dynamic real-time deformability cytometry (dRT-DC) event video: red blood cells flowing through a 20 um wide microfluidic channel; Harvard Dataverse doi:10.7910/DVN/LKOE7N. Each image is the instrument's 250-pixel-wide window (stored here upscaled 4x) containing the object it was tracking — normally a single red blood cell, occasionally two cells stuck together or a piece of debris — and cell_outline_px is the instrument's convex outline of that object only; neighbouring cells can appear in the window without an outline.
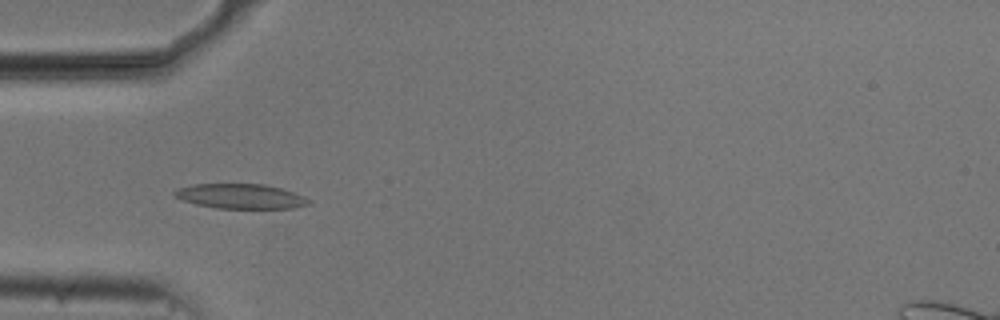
{"species": "common noctule bat (a hibernating species)", "species_latin": "Nyctalus noctula", "temperature_condition": "cold", "stored_images_in_passage": 42, "camera_frame_rate_fps": 3000, "um_per_image_px": 0.085, "animal": {"sex": "male", "body_mass_g": 20.5, "forearm_length_mm": 52.5}, "frame": {"image": 1, "passage_image": 5, "time_ms": 1.333, "image_size_px": [1000, 320], "cell_outline_px": [[312, 204], [292, 208], [216, 208], [196, 204], [172, 196], [172, 192], [180, 188], [192, 184], [264, 184], [280, 188], [304, 196], [312, 200]], "centroid_in_image_um": [20.47, 16.68], "position_along_channel_um": 64.5, "area_um2": 19.36}}
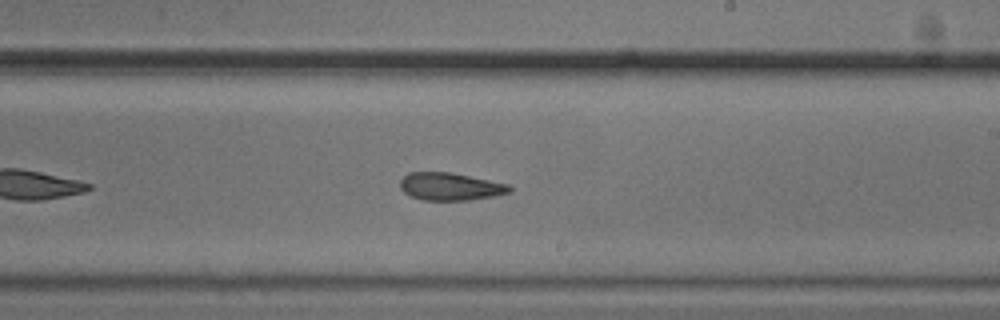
{"frame": {"image": 2, "passage_image": 20, "time_ms": 6.333, "image_size_px": [1000, 320], "cell_outline_px": [[512, 192], [496, 196], [468, 200], [424, 200], [412, 196], [404, 192], [400, 188], [400, 180], [408, 172], [448, 172], [508, 184], [512, 188]], "centroid_in_image_um": [38.28, 15.86], "position_along_channel_um": 250.7, "area_um2": 17.51}}
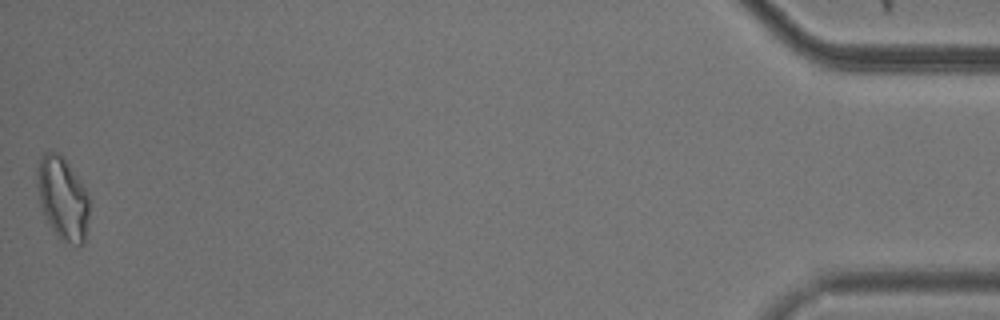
{"frame": {"image": 3, "passage_image": 42, "time_ms": 13.667, "image_size_px": [1000, 320], "cell_outline_px": [[88, 216], [84, 244], [76, 248], [56, 236], [40, 204], [36, 184], [36, 168], [40, 156], [44, 152], [60, 152], [64, 156], [88, 192]], "centroid_in_image_um": [5.32, 16.83], "position_along_channel_um": 429.9, "area_um2": 25.55}, "authors_computed_cell_mechanics": {"area_um2": 18.9295, "velocity_mm_per_s": 3.7301, "shape_relaxation_time_tau1_ms": null, "shape_relaxation_time_tau2_ms": 4.3048, "deformation_change_tau1": null, "deformation_change_tau2": 0.1295}}